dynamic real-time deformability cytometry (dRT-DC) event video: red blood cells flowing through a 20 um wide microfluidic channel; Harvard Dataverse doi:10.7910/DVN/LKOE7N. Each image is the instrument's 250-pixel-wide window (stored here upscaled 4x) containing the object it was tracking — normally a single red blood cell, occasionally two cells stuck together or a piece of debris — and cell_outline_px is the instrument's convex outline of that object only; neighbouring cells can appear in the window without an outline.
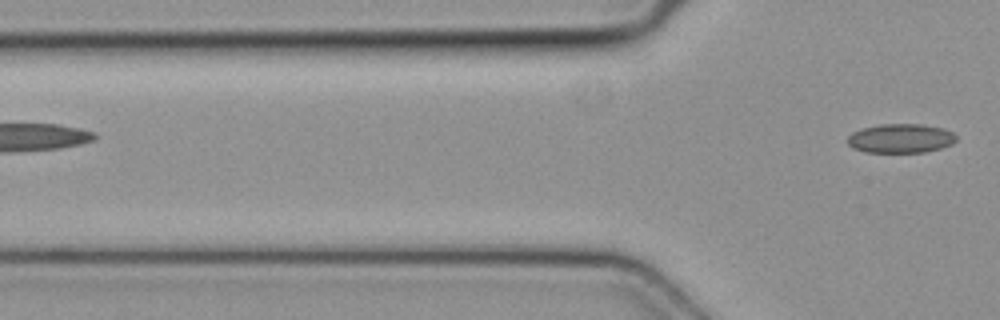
{"species": "common noctule bat (a hibernating species)", "species_latin": "Nyctalus noctula", "temperature_condition": "cold", "stored_images_in_passage": 4, "segment_of_instrument_passage": [2, 2], "camera_frame_rate_fps": 3000, "um_per_image_px": 0.085, "animal": {"sex": "female", "body_mass_g": 19.3, "forearm_length_mm": 54.1}, "frame": {"image": 1, "passage_image": 4, "time_ms": 1.0, "image_size_px": [1000, 320], "cell_outline_px": [[956, 140], [952, 144], [940, 148], [924, 152], [864, 152], [852, 148], [848, 144], [848, 136], [852, 132], [864, 128], [880, 124], [920, 124], [944, 128], [952, 132], [956, 136]], "centroid_in_image_um": [76.55, 11.76], "position_along_channel_um": 49.2, "area_um2": 18.44}}